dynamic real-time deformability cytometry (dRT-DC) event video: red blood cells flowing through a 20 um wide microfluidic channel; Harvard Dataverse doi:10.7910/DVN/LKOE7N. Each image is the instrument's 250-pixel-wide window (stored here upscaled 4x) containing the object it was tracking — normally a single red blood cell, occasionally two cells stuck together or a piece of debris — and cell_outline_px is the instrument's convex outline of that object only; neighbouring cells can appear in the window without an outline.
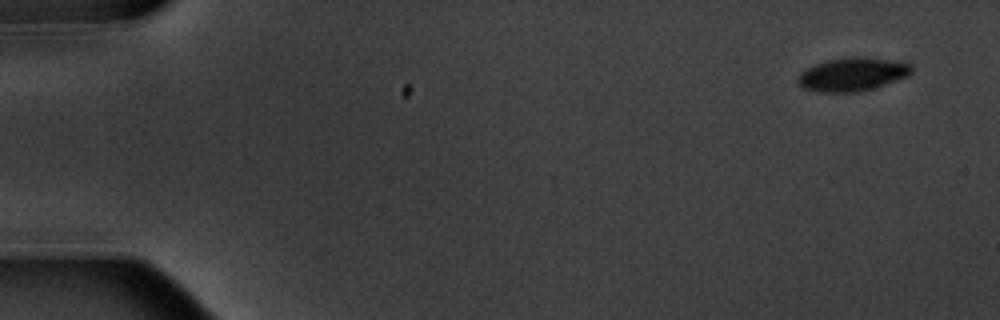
{"species": "common noctule bat (a hibernating species)", "species_latin": "Nyctalus noctula", "temperature_condition": "warm", "stored_images_in_passage": 6, "camera_frame_rate_fps": 3000, "um_per_image_px": 0.085, "animal": {"sex": "male", "body_mass_g": 20.1, "forearm_length_mm": 53.5}, "frame": {"image": 1, "passage_image": 1, "time_ms": 0.0, "image_size_px": [1000, 320], "cell_outline_px": [[912, 72], [908, 76], [872, 88], [856, 92], [820, 92], [804, 88], [796, 80], [800, 72], [816, 64], [832, 60], [852, 56], [908, 60], [912, 64]], "centroid_in_image_um": [72.53, 6.29], "position_along_channel_um": 12.5, "area_um2": 22.2}}